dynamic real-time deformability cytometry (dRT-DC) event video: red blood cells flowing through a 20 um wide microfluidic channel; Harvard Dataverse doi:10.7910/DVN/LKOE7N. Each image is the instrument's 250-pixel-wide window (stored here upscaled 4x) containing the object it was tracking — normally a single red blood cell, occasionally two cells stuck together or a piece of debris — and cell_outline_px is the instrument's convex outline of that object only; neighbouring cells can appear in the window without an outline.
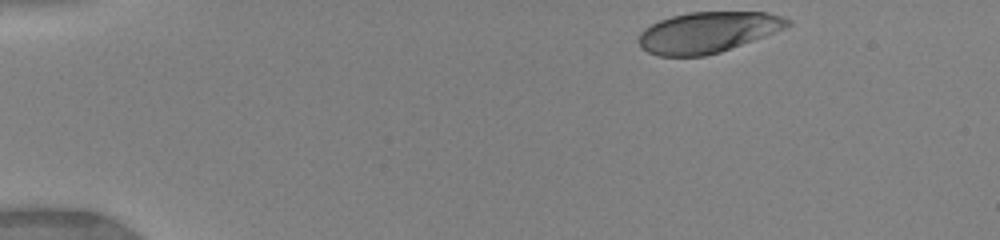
{"species": "human", "species_latin": "Homo sapiens", "temperature_condition": "warm", "stored_images_in_passage": 2, "camera_frame_rate_fps": 3000, "um_per_image_px": 0.085, "donor": {"sex": "female"}, "frame": {"image": 1, "passage_image": 1, "time_ms": 0.0, "image_size_px": [1000, 240], "cell_outline_px": [[792, 24], [784, 28], [764, 36], [720, 52], [704, 56], [660, 56], [648, 52], [636, 40], [640, 32], [644, 28], [660, 20], [672, 16], [688, 12], [768, 12], [792, 20]], "centroid_in_image_um": [60.14, 2.74], "position_along_channel_um": 24.9, "area_um2": 35.26}}